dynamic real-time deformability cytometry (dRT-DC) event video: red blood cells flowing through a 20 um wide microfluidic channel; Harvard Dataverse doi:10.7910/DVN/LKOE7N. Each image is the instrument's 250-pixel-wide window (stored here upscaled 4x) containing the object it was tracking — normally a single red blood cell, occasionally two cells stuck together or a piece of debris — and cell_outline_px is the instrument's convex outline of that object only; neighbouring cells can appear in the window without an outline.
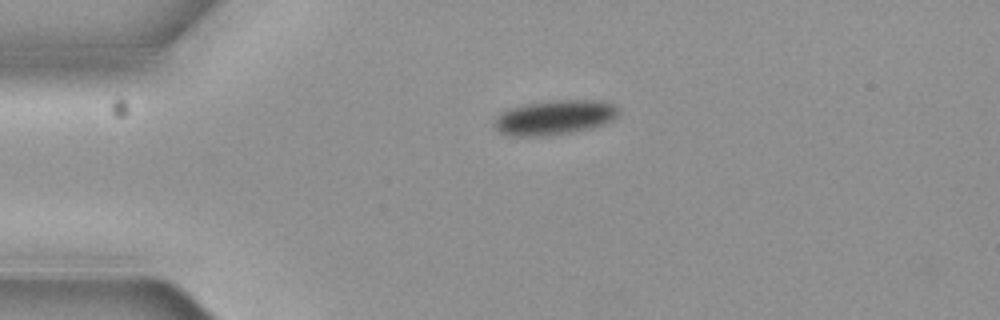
{"species": "common noctule bat (a hibernating species)", "species_latin": "Nyctalus noctula", "temperature_condition": "cold", "stored_images_in_passage": 3, "segment_of_instrument_passage": [1, 2], "camera_frame_rate_fps": 3000, "um_per_image_px": 0.085, "animal": {"sex": "female", "body_mass_g": 19.3, "forearm_length_mm": 54.1}, "frame": {"image": 1, "passage_image": 1, "time_ms": 0.0, "image_size_px": [1000, 320], "cell_outline_px": [[620, 112], [612, 120], [604, 124], [588, 128], [568, 132], [536, 136], [508, 136], [500, 132], [496, 128], [496, 116], [500, 112], [508, 108], [528, 104], [552, 100], [600, 100], [616, 104], [620, 108]], "centroid_in_image_um": [47.17, 9.96], "position_along_channel_um": 37.8, "area_um2": 24.91}}